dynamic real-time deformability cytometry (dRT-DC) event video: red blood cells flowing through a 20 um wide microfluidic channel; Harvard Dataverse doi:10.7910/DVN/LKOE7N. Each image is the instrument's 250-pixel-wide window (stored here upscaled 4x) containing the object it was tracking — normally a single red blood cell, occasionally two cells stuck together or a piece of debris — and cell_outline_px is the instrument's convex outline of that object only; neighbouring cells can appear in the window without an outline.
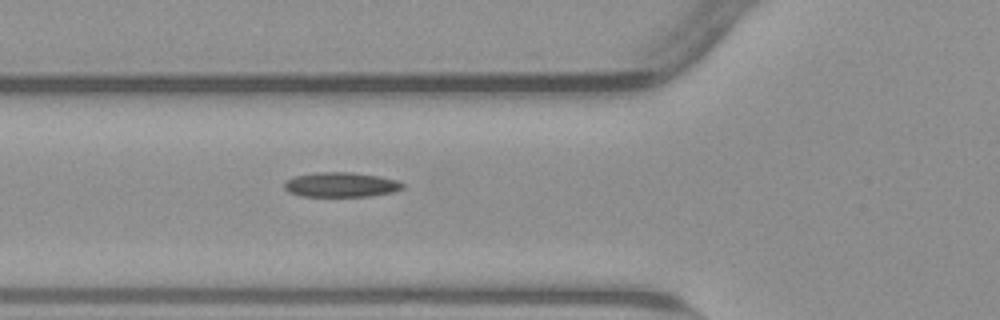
{"species": "common noctule bat (a hibernating species)", "species_latin": "Nyctalus noctula", "temperature_condition": "warm", "stored_images_in_passage": 42, "camera_frame_rate_fps": 3000, "um_per_image_px": 0.085, "animal": {"sex": "male", "body_mass_g": 23.1, "forearm_length_mm": 52.7}, "frame": {"image": 1, "passage_image": 7, "time_ms": 2.0, "image_size_px": [1000, 320], "cell_outline_px": [[404, 188], [392, 192], [368, 196], [300, 196], [288, 192], [284, 188], [284, 180], [296, 176], [316, 172], [352, 172], [380, 176], [396, 180], [404, 184]], "centroid_in_image_um": [28.96, 15.69], "position_along_channel_um": 96.8, "area_um2": 17.11}}
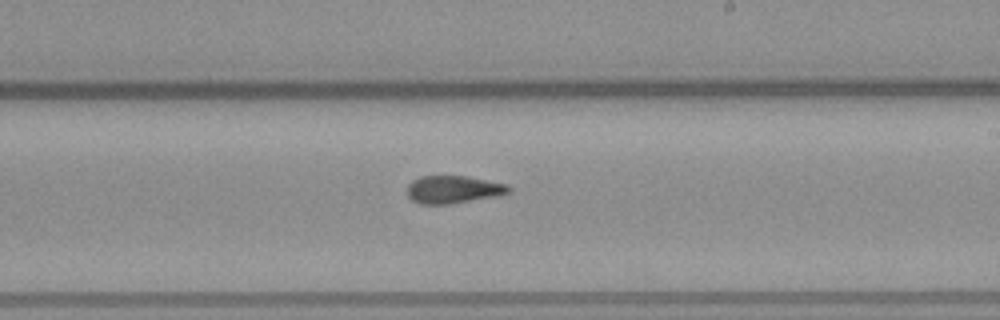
{"frame": {"image": 2, "passage_image": 19, "time_ms": 6.0, "image_size_px": [1000, 320], "cell_outline_px": [[512, 188], [508, 192], [500, 196], [448, 204], [420, 204], [412, 200], [408, 196], [408, 184], [412, 180], [420, 176], [468, 176], [508, 184]], "centroid_in_image_um": [38.55, 16.1], "position_along_channel_um": 250.4, "area_um2": 16.53}}
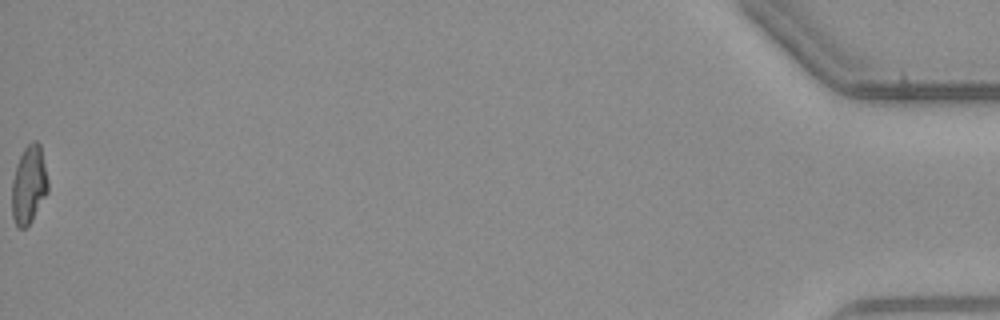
{"frame": {"image": 3, "passage_image": 42, "time_ms": 13.667, "image_size_px": [1000, 320], "cell_outline_px": [[48, 192], [32, 220], [24, 228], [20, 228], [16, 224], [12, 216], [12, 180], [16, 164], [24, 148], [32, 140], [36, 140], [40, 144], [48, 180]], "centroid_in_image_um": [2.45, 15.68], "position_along_channel_um": 432.7, "area_um2": 16.42}, "authors_computed_cell_mechanics": {"area_um2": 16.6464, "velocity_mm_per_s": 3.8339, "shape_relaxation_time_tau1_ms": null, "shape_relaxation_time_tau2_ms": 2.4542, "deformation_change_tau1": null, "deformation_change_tau2": 0.1049}}